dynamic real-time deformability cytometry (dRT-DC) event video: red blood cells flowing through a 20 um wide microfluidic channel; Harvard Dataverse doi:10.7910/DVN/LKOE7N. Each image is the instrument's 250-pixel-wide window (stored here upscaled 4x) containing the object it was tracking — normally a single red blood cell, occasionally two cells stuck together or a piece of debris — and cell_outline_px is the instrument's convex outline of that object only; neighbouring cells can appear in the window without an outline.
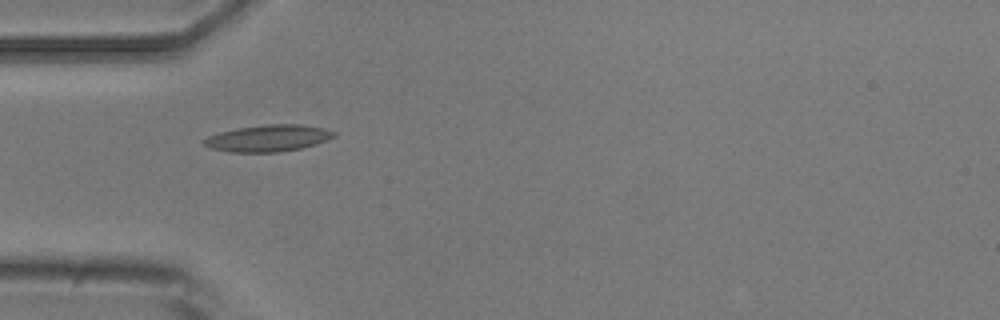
{"species": "common noctule bat (a hibernating species)", "species_latin": "Nyctalus noctula", "temperature_condition": "room temperature", "stored_images_in_passage": 11, "camera_frame_rate_fps": 3000, "um_per_image_px": 0.085, "animal": {"sex": "male", "body_mass_g": 20.5, "forearm_length_mm": 52.5}, "frame": {"image": 1, "passage_image": 1, "time_ms": 0.0, "image_size_px": [1000, 320], "cell_outline_px": [[336, 136], [328, 140], [316, 144], [300, 148], [276, 152], [228, 152], [212, 148], [204, 144], [204, 140], [208, 136], [220, 132], [240, 128], [264, 124], [300, 124], [324, 128], [336, 132]], "centroid_in_image_um": [22.84, 11.74], "position_along_channel_um": 62.2, "area_um2": 20.06}}
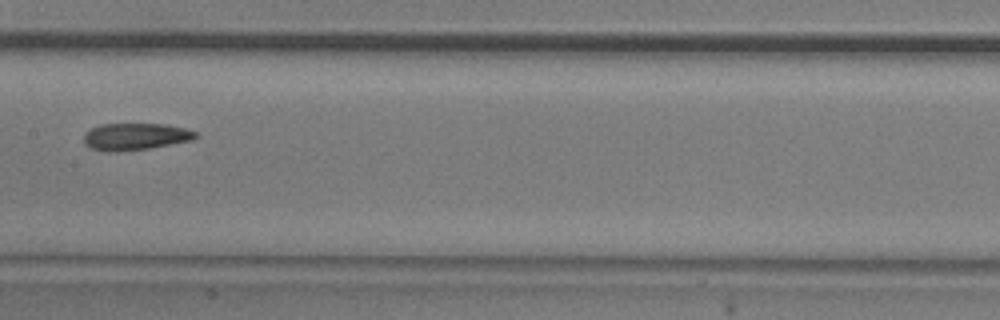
{"frame": {"image": 2, "passage_image": 4, "time_ms": 3.667, "image_size_px": [1000, 320], "cell_outline_px": [[200, 136], [192, 140], [148, 148], [116, 152], [108, 152], [92, 148], [84, 144], [84, 132], [100, 124], [168, 124], [184, 128], [196, 132]], "centroid_in_image_um": [11.5, 11.6], "position_along_channel_um": 195.9, "area_um2": 17.57}}
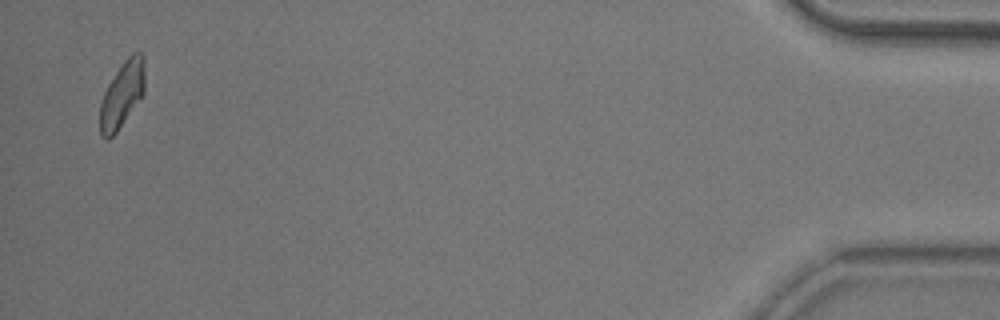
{"frame": {"image": 3, "passage_image": 11, "time_ms": 12.333, "image_size_px": [1000, 320], "cell_outline_px": [[144, 92], [116, 132], [108, 140], [100, 136], [100, 104], [104, 92], [108, 84], [124, 60], [132, 52], [140, 52], [144, 56]], "centroid_in_image_um": [10.36, 8.02], "position_along_channel_um": 424.8, "area_um2": 16.99}, "authors_computed_cell_mechanics": {"area_um2": 17.629, "velocity_mm_per_s": 3.648, "shape_relaxation_time_tau1_ms": 3.2629, "shape_relaxation_time_tau2_ms": 3.0191, "deformation_change_tau1": 0.098, "deformation_change_tau2": 0.0741}}